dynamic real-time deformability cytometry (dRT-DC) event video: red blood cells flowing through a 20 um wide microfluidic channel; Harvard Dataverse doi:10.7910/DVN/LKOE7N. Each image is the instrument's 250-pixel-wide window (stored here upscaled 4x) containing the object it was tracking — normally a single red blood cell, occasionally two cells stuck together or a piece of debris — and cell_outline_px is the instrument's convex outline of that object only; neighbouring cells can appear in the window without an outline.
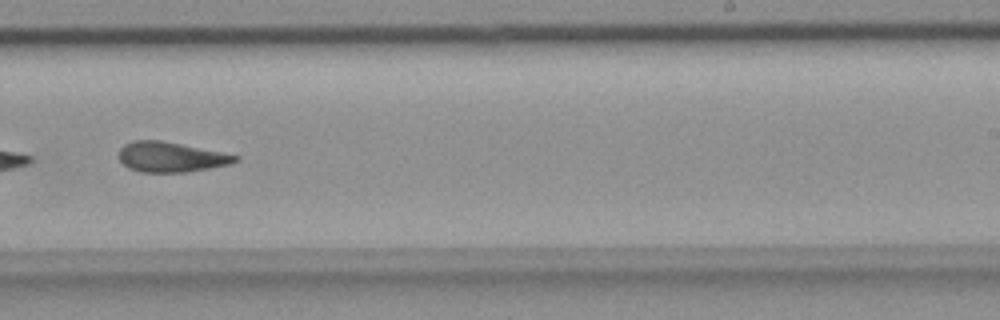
{"species": "common noctule bat (a hibernating species)", "species_latin": "Nyctalus noctula", "temperature_condition": "room temperature", "stored_images_in_passage": 28, "camera_frame_rate_fps": 3000, "um_per_image_px": 0.085, "animal": {"sex": "female", "body_mass_g": 18.4}, "frame": {"image": 1, "passage_image": 24, "time_ms": 7.667, "image_size_px": [1000, 320], "cell_outline_px": [[240, 160], [228, 164], [188, 172], [140, 172], [128, 168], [120, 160], [120, 148], [124, 144], [132, 140], [160, 140], [240, 156]], "centroid_in_image_um": [14.5, 13.35], "position_along_channel_um": 274.5, "area_um2": 20.17}}